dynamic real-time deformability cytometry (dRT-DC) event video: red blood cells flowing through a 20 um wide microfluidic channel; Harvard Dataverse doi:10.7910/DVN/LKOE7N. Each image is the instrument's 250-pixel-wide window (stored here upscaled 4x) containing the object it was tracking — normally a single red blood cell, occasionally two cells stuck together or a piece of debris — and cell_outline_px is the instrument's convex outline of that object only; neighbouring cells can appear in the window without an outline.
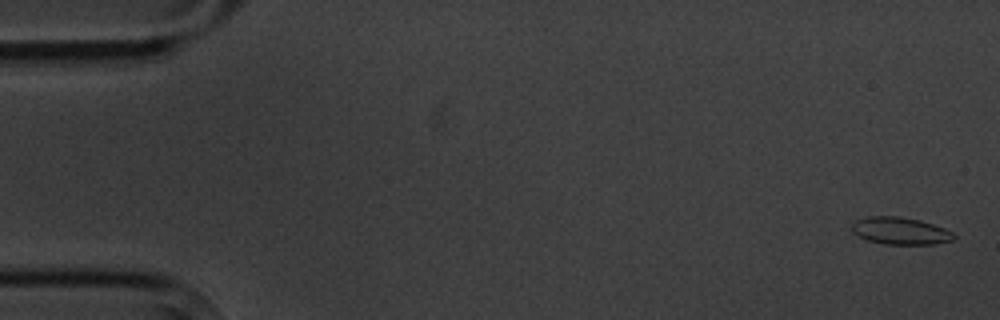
{"species": "common noctule bat (a hibernating species)", "species_latin": "Nyctalus noctula", "temperature_condition": "cold", "stored_images_in_passage": 6, "camera_frame_rate_fps": 3000, "um_per_image_px": 0.085, "animal": {"sex": "male", "body_mass_g": 20.1, "forearm_length_mm": 53.5}, "frame": {"image": 1, "passage_image": 1, "time_ms": 0.0, "image_size_px": [1000, 320], "cell_outline_px": [[956, 236], [952, 240], [932, 244], [884, 244], [868, 240], [852, 232], [852, 224], [856, 220], [868, 216], [900, 216], [920, 220], [944, 228], [952, 232]], "centroid_in_image_um": [76.52, 19.61], "position_along_channel_um": 8.5, "area_um2": 16.07}}
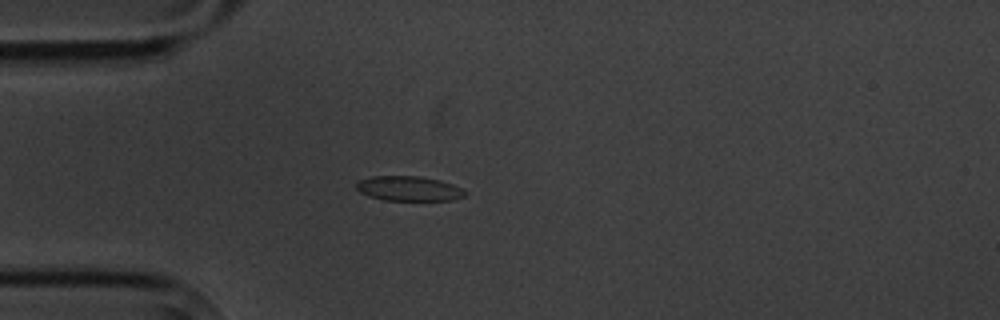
{"frame": {"image": 2, "passage_image": 5, "time_ms": 4.667, "image_size_px": [1000, 320], "cell_outline_px": [[468, 192], [464, 196], [452, 200], [384, 200], [368, 196], [360, 192], [356, 188], [356, 180], [372, 176], [420, 176], [440, 180], [452, 184]], "centroid_in_image_um": [34.71, 16.02], "position_along_channel_um": 50.3, "area_um2": 15.78}}